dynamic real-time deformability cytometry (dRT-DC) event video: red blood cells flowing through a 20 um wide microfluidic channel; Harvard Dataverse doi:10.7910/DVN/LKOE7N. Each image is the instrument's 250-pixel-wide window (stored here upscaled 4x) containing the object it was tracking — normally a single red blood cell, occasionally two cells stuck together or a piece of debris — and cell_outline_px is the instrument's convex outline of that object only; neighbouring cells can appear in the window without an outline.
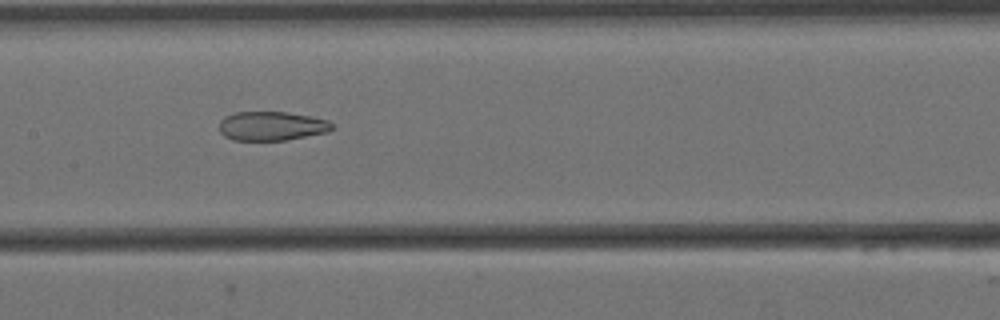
{"species": "Egyptian fruit bat (a non-hibernating species)", "species_latin": "Rousettus aegyptiacus", "temperature_condition": "cold", "stored_images_in_passage": 11, "camera_frame_rate_fps": 3000, "um_per_image_px": 0.085, "animal": {"sex": "female"}, "frame": {"image": 1, "passage_image": 7, "time_ms": 2.0, "image_size_px": [1000, 320], "cell_outline_px": [[332, 128], [328, 132], [284, 140], [232, 140], [224, 136], [220, 132], [220, 120], [224, 116], [232, 112], [288, 112], [328, 120], [332, 124]], "centroid_in_image_um": [23.04, 10.7], "position_along_channel_um": 184.4, "area_um2": 19.07}}
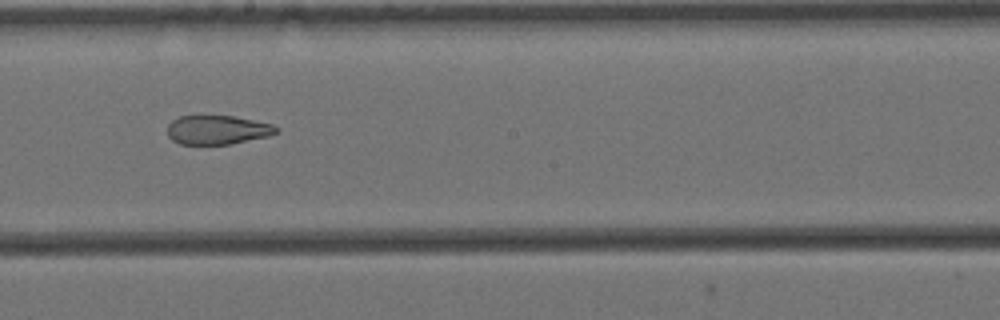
{"frame": {"image": 2, "passage_image": 8, "time_ms": 2.333, "image_size_px": [1000, 320], "cell_outline_px": [[280, 132], [268, 136], [232, 144], [180, 144], [172, 140], [168, 136], [168, 124], [172, 120], [180, 116], [232, 116], [272, 124], [280, 128]], "centroid_in_image_um": [18.5, 11.04], "position_along_channel_um": 229.7, "area_um2": 18.44}}
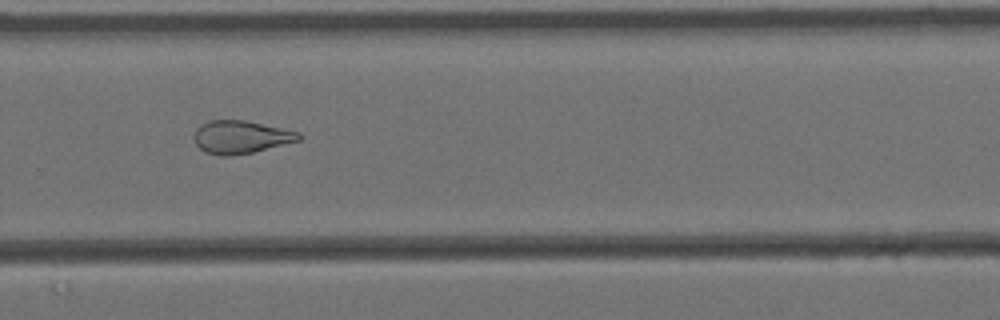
{"frame": {"image": 3, "passage_image": 10, "time_ms": 3.0, "image_size_px": [1000, 320], "cell_outline_px": [[304, 136], [300, 140], [252, 152], [228, 156], [220, 156], [204, 152], [196, 144], [192, 136], [196, 128], [200, 124], [208, 120], [244, 120], [300, 132]], "centroid_in_image_um": [20.43, 11.64], "position_along_channel_um": 309.4, "area_um2": 20.17}}